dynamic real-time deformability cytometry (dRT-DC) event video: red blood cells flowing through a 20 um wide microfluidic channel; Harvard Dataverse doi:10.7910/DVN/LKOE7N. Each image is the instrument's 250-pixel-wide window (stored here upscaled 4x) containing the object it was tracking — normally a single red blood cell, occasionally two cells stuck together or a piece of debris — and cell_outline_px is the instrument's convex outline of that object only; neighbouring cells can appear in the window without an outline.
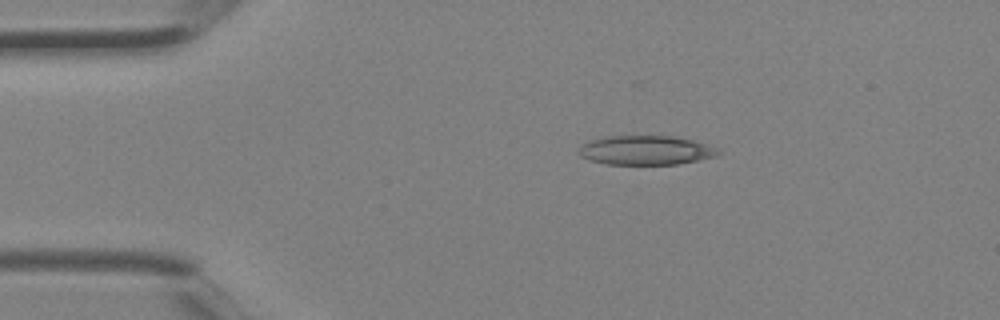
{"species": "Egyptian fruit bat (a non-hibernating species)", "species_latin": "Rousettus aegyptiacus", "temperature_condition": "room temperature", "stored_images_in_passage": 4, "camera_frame_rate_fps": 3000, "um_per_image_px": 0.085, "animal": {"sex": "female"}, "frame": {"image": 1, "passage_image": 2, "time_ms": 0.333, "image_size_px": [1000, 320], "cell_outline_px": [[724, 152], [720, 156], [700, 160], [676, 164], [604, 164], [588, 160], [580, 156], [580, 148], [588, 140], [604, 136], [676, 136], [708, 144]], "centroid_in_image_um": [54.94, 12.77], "position_along_channel_um": 30.1, "area_um2": 24.04}}